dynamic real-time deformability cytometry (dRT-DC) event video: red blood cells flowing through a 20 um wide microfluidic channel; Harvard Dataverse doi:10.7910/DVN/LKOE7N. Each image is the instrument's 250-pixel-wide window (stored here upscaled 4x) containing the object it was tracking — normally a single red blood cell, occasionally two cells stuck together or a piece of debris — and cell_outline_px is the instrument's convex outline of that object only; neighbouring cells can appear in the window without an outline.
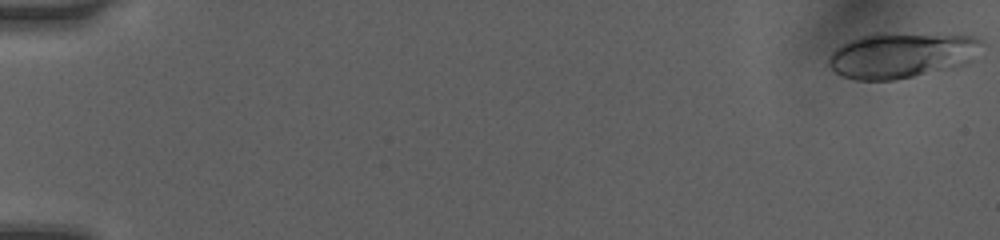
{"species": "human", "species_latin": "Homo sapiens", "temperature_condition": "room temperature", "stored_images_in_passage": 5, "camera_frame_rate_fps": 3000, "um_per_image_px": 0.085, "donor": {"sex": "female"}, "frame": {"image": 1, "passage_image": 1, "time_ms": 0.0, "image_size_px": [1000, 240], "cell_outline_px": [[984, 44], [972, 60], [968, 64], [952, 68], [892, 80], [856, 80], [844, 76], [836, 72], [828, 64], [828, 56], [836, 48], [860, 36], [876, 32], [884, 32], [972, 36], [984, 40]], "centroid_in_image_um": [76.67, 4.67], "position_along_channel_um": 8.3, "area_um2": 40.81}}